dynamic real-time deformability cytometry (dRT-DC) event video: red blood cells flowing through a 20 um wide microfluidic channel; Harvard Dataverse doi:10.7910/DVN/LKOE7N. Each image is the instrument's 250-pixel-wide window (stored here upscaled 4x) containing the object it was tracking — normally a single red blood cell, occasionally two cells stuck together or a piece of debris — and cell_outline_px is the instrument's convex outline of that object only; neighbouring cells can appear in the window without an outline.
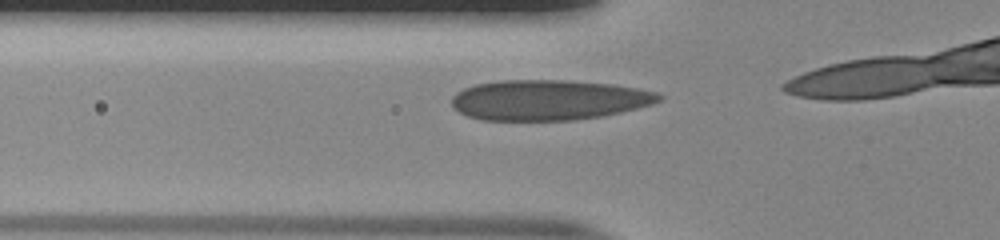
{"species": "human", "species_latin": "Homo sapiens", "temperature_condition": "room temperature", "stored_images_in_passage": 7, "camera_frame_rate_fps": 3000, "um_per_image_px": 0.085, "donor": {"sex": "male"}, "frame": {"image": 1, "passage_image": 2, "time_ms": 0.333, "image_size_px": [1000, 240], "cell_outline_px": [[664, 96], [660, 100], [652, 104], [620, 112], [600, 116], [576, 120], [480, 120], [468, 116], [452, 108], [452, 96], [456, 92], [464, 88], [476, 84], [500, 80], [564, 80], [612, 84], [636, 88], [656, 92]], "centroid_in_image_um": [46.6, 8.5], "position_along_channel_um": 79.2, "area_um2": 48.67}}
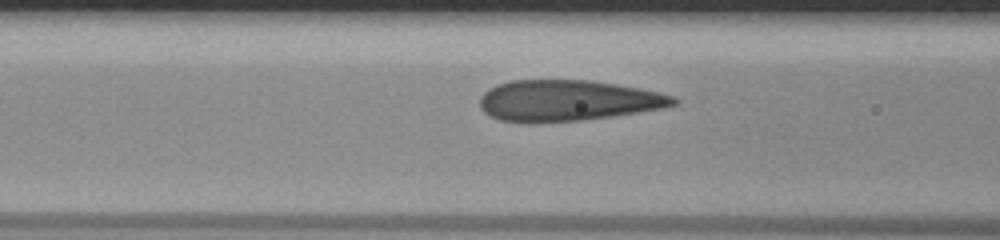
{"frame": {"image": 2, "passage_image": 5, "time_ms": 1.333, "image_size_px": [1000, 240], "cell_outline_px": [[680, 100], [676, 104], [664, 108], [612, 116], [580, 120], [500, 120], [484, 112], [480, 108], [480, 96], [488, 88], [496, 84], [512, 80], [592, 80], [616, 84], [660, 92], [676, 96]], "centroid_in_image_um": [48.31, 8.51], "position_along_channel_um": 118.3, "area_um2": 45.55}}